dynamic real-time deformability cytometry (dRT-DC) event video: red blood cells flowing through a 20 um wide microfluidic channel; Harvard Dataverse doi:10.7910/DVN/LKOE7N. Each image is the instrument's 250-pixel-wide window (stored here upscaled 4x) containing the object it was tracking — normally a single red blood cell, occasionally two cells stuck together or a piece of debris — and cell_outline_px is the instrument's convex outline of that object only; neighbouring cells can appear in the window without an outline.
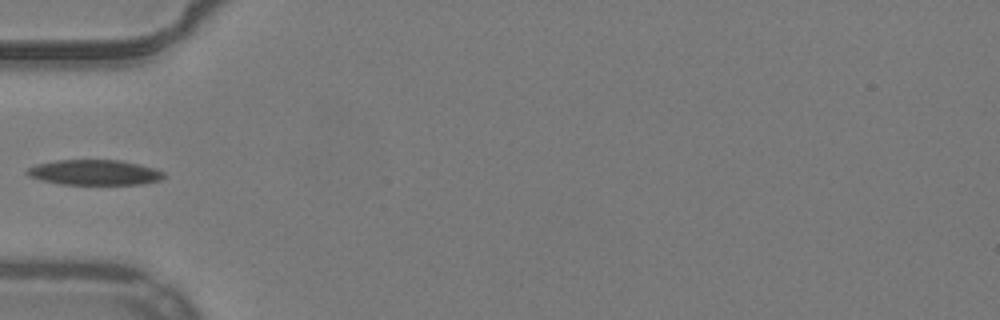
{"species": "common noctule bat (a hibernating species)", "species_latin": "Nyctalus noctula", "temperature_condition": "warm", "stored_images_in_passage": 36, "camera_frame_rate_fps": 3000, "um_per_image_px": 0.085, "animal": {"sex": "male", "body_mass_g": 19.2, "forearm_length_mm": 51.8}, "frame": {"image": 1, "passage_image": 1, "time_ms": 0.0, "image_size_px": [1000, 320], "cell_outline_px": [[164, 176], [160, 180], [140, 184], [60, 184], [28, 176], [24, 172], [28, 168], [36, 164], [56, 160], [120, 160], [152, 168], [164, 172]], "centroid_in_image_um": [7.98, 14.65], "position_along_channel_um": 77.0, "area_um2": 19.88}}
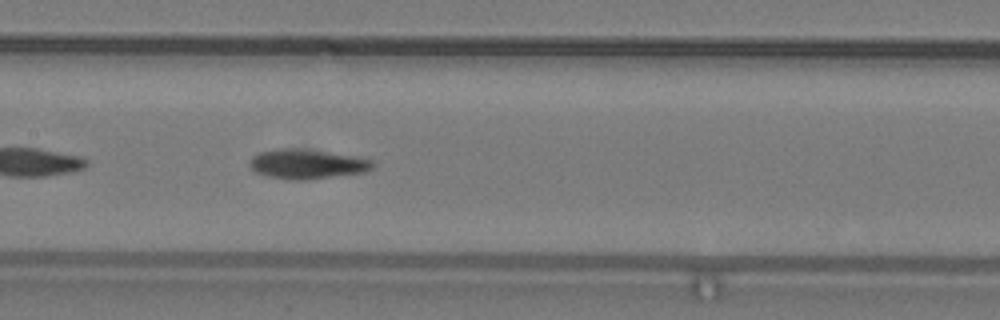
{"frame": {"image": 2, "passage_image": 9, "time_ms": 2.667, "image_size_px": [1000, 320], "cell_outline_px": [[376, 164], [372, 168], [364, 172], [300, 180], [292, 180], [264, 176], [256, 172], [248, 164], [248, 160], [252, 156], [260, 152], [280, 148], [296, 148], [356, 156], [372, 160]], "centroid_in_image_um": [26.05, 13.94], "position_along_channel_um": 181.3, "area_um2": 21.1}}
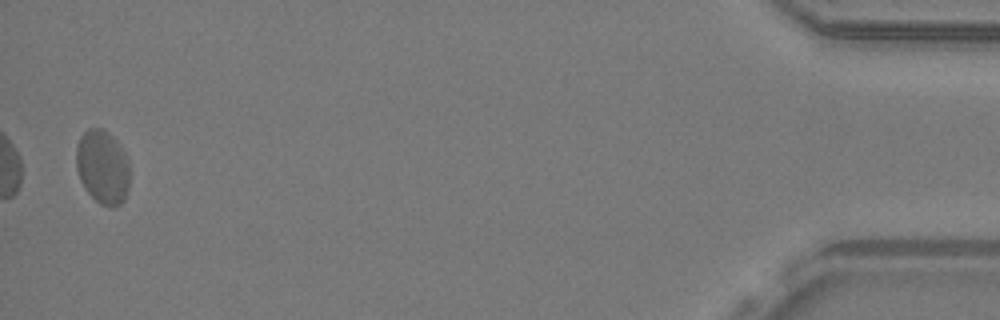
{"frame": {"image": 3, "passage_image": 35, "time_ms": 11.333, "image_size_px": [1000, 320], "cell_outline_px": [[128, 188], [124, 200], [120, 204], [112, 208], [100, 204], [88, 192], [80, 180], [76, 168], [76, 144], [80, 136], [88, 128], [100, 128], [112, 136], [116, 140], [124, 152], [128, 164]], "centroid_in_image_um": [8.69, 14.2], "position_along_channel_um": 426.5, "area_um2": 22.95}}